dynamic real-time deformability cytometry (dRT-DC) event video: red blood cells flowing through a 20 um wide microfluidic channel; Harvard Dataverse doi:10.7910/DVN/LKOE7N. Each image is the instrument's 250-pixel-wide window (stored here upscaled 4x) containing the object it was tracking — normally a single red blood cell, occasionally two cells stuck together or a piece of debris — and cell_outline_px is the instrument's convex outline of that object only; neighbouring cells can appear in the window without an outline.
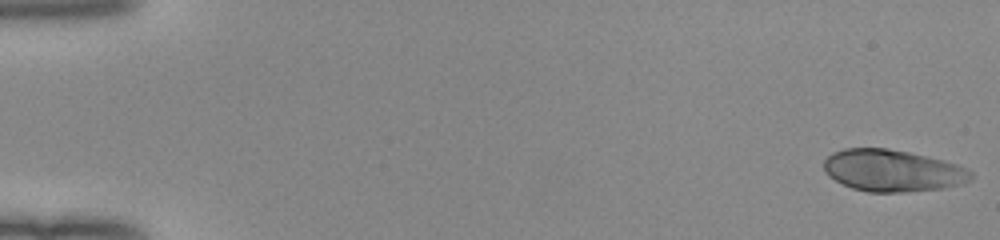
{"species": "human", "species_latin": "Homo sapiens", "temperature_condition": "room temperature", "stored_images_in_passage": 51, "camera_frame_rate_fps": 3000, "um_per_image_px": 0.085, "donor": {"sex": "female"}, "frame": {"image": 1, "passage_image": 1, "time_ms": 0.0, "image_size_px": [1000, 240], "cell_outline_px": [[972, 176], [968, 180], [956, 184], [940, 188], [904, 192], [868, 192], [852, 188], [828, 176], [824, 168], [824, 160], [832, 152], [844, 148], [888, 148], [908, 152], [956, 164], [968, 168], [972, 172]], "centroid_in_image_um": [75.81, 14.49], "position_along_channel_um": 9.2, "area_um2": 35.43}}
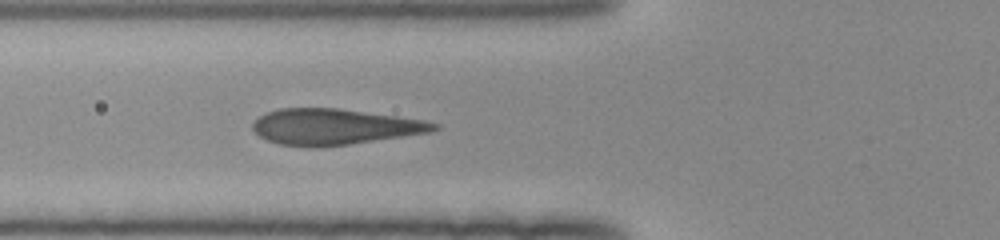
{"frame": {"image": 2, "passage_image": 20, "time_ms": 6.333, "image_size_px": [1000, 240], "cell_outline_px": [[440, 128], [432, 132], [348, 144], [280, 144], [268, 140], [260, 136], [252, 128], [252, 124], [260, 116], [268, 112], [280, 108], [336, 108], [396, 116], [424, 120], [440, 124]], "centroid_in_image_um": [28.48, 10.73], "position_along_channel_um": 97.3, "area_um2": 36.65}}
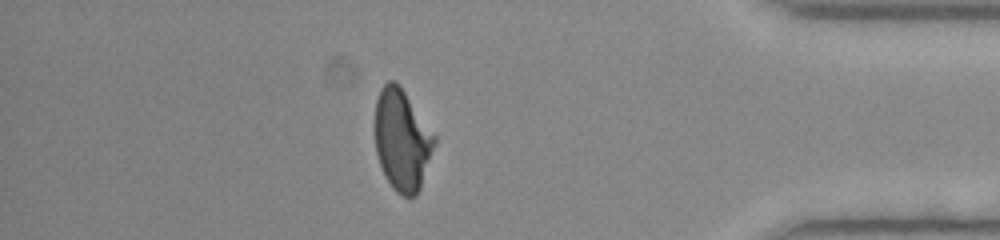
{"frame": {"image": 3, "passage_image": 45, "time_ms": 14.667, "image_size_px": [1000, 240], "cell_outline_px": [[436, 140], [420, 188], [416, 196], [404, 196], [396, 192], [392, 188], [384, 176], [376, 152], [372, 124], [376, 100], [380, 88], [388, 80], [396, 80], [436, 136]], "centroid_in_image_um": [34.12, 11.87], "position_along_channel_um": 401.1, "area_um2": 35.55}, "authors_computed_cell_mechanics": {"area_um2": 37.1654, "velocity_mm_per_s": 4.0336, "shape_relaxation_time_tau1_ms": 4.033, "shape_relaxation_time_tau2_ms": null, "deformation_change_tau1": 0.1877, "deformation_change_tau2": null}}